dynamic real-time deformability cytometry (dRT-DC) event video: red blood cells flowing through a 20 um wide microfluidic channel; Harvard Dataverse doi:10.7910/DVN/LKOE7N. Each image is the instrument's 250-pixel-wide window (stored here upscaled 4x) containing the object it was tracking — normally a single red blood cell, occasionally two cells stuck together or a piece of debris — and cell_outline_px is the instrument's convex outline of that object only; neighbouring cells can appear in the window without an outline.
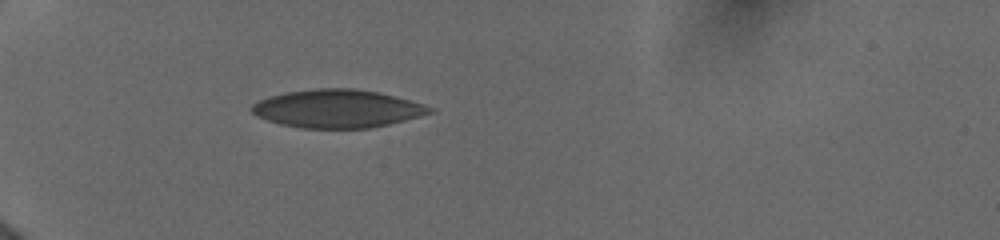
{"species": "human", "species_latin": "Homo sapiens", "temperature_condition": "cold", "stored_images_in_passage": 5, "camera_frame_rate_fps": 3000, "um_per_image_px": 0.085, "donor": {"sex": "female"}, "frame": {"image": 1, "passage_image": 1, "time_ms": 0.0, "image_size_px": [1000, 240], "cell_outline_px": [[436, 112], [388, 124], [368, 128], [300, 128], [280, 124], [256, 116], [252, 112], [252, 104], [268, 96], [284, 92], [316, 88], [356, 88], [380, 92], [424, 104], [436, 108]], "centroid_in_image_um": [28.69, 9.23], "position_along_channel_um": 56.3, "area_um2": 39.71}}
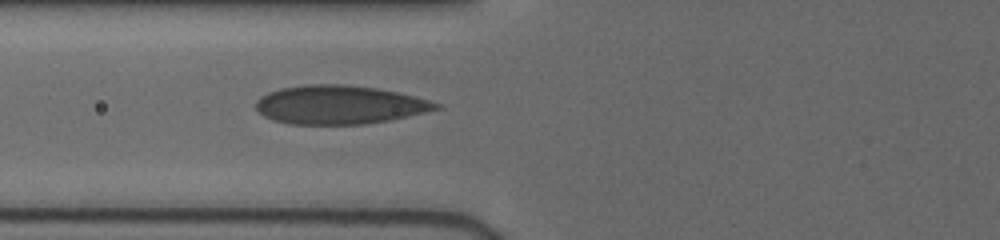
{"frame": {"image": 2, "passage_image": 5, "time_ms": 1.667, "image_size_px": [1000, 240], "cell_outline_px": [[440, 108], [424, 112], [388, 120], [364, 124], [288, 124], [272, 120], [264, 116], [256, 108], [256, 100], [260, 96], [268, 92], [280, 88], [304, 84], [344, 84], [376, 88], [396, 92], [428, 100], [440, 104]], "centroid_in_image_um": [28.77, 8.9], "position_along_channel_um": 97.0, "area_um2": 40.34}}